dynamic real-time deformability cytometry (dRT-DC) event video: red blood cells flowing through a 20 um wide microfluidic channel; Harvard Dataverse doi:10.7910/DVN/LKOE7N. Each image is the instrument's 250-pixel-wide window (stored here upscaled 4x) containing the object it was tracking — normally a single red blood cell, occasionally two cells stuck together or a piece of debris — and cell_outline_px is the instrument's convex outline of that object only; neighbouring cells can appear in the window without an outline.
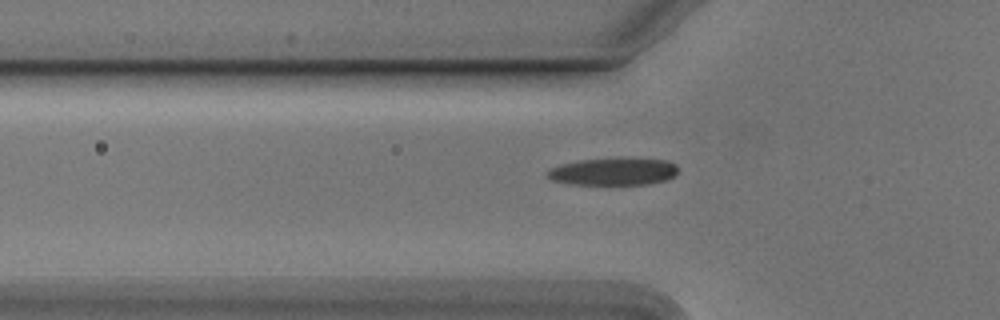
{"species": "Egyptian fruit bat (a non-hibernating species)", "species_latin": "Rousettus aegyptiacus", "temperature_condition": "cold", "stored_images_in_passage": 37, "camera_frame_rate_fps": 3000, "um_per_image_px": 0.085, "animal": {"sex": "male"}, "frame": {"image": 1, "passage_image": 7, "time_ms": 2.0, "image_size_px": [1000, 320], "cell_outline_px": [[676, 172], [672, 176], [664, 180], [648, 184], [572, 184], [552, 180], [544, 176], [544, 172], [548, 168], [560, 164], [580, 160], [624, 156], [664, 160], [676, 164]], "centroid_in_image_um": [52.06, 14.55], "position_along_channel_um": 73.7, "area_um2": 21.33}}
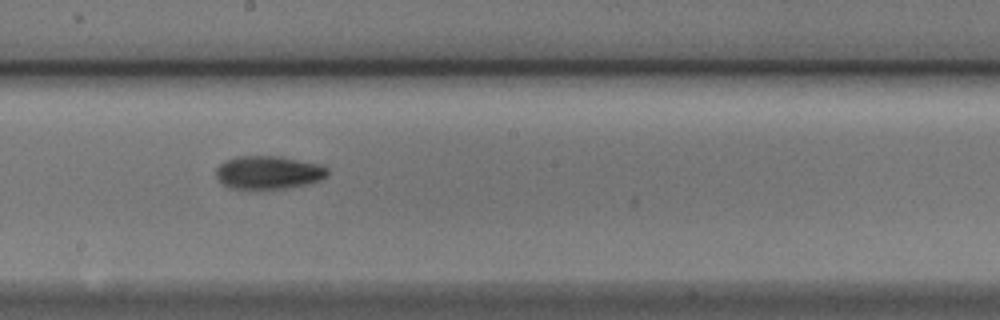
{"frame": {"image": 2, "passage_image": 19, "time_ms": 6.0, "image_size_px": [1000, 320], "cell_outline_px": [[328, 172], [320, 180], [308, 184], [288, 188], [228, 188], [216, 176], [216, 168], [220, 164], [236, 156], [276, 156], [320, 164], [328, 168]], "centroid_in_image_um": [22.82, 14.65], "position_along_channel_um": 225.4, "area_um2": 21.27}}
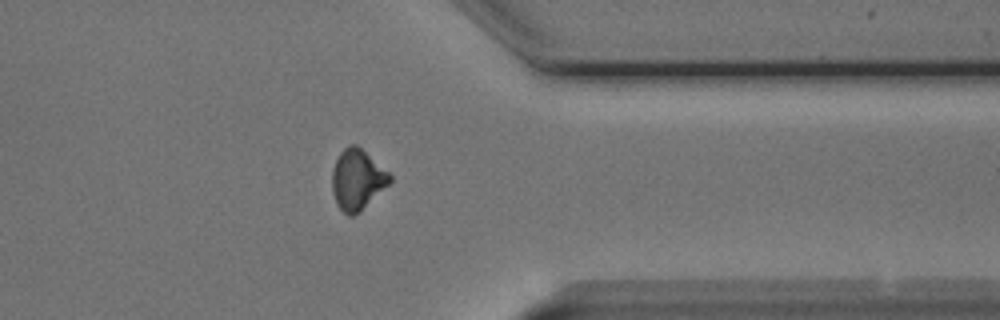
{"frame": {"image": 3, "passage_image": 32, "time_ms": 10.333, "image_size_px": [1000, 320], "cell_outline_px": [[392, 180], [388, 184], [352, 216], [348, 216], [336, 204], [332, 192], [332, 168], [340, 152], [348, 144], [356, 144], [388, 172], [392, 176]], "centroid_in_image_um": [30.32, 15.23], "position_along_channel_um": 381.1, "area_um2": 19.77}}